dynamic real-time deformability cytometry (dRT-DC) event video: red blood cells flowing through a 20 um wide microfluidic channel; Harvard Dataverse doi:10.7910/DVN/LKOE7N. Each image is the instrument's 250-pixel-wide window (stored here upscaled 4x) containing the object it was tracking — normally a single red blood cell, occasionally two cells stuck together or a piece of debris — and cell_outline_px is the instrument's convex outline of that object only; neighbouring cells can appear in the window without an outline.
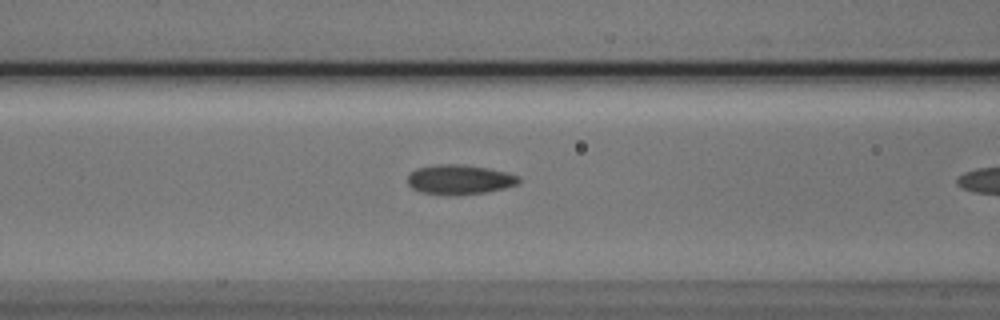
{"species": "Egyptian fruit bat (a non-hibernating species)", "species_latin": "Rousettus aegyptiacus", "temperature_condition": "cold", "stored_images_in_passage": 11, "camera_frame_rate_fps": 3000, "um_per_image_px": 0.085, "animal": {"sex": "male"}, "frame": {"image": 1, "passage_image": 10, "time_ms": 3.0, "image_size_px": [1000, 320], "cell_outline_px": [[520, 180], [516, 184], [504, 188], [484, 192], [460, 196], [448, 196], [420, 192], [412, 188], [408, 184], [408, 176], [416, 168], [436, 164], [460, 164], [488, 168], [508, 172], [520, 176]], "centroid_in_image_um": [39.04, 15.27], "position_along_channel_um": 127.6, "area_um2": 19.48}}